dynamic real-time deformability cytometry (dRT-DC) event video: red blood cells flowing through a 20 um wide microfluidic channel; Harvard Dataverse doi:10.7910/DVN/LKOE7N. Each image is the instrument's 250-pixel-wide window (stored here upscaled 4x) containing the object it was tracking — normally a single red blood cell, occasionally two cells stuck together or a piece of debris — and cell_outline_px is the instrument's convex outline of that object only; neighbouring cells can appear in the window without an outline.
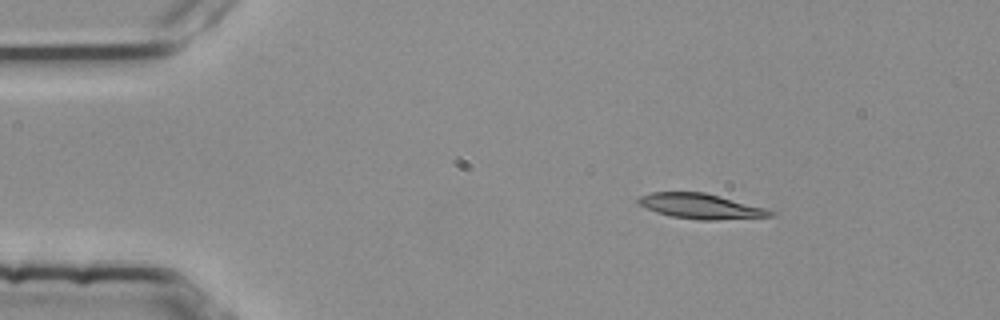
{"species": "common noctule bat (a hibernating species)", "species_latin": "Nyctalus noctula", "temperature_condition": "room temperature", "stored_images_in_passage": 4, "camera_frame_rate_fps": 3000, "um_per_image_px": 0.085, "animal": {"sex": "female", "body_mass_g": 25.1}, "frame": {"image": 1, "passage_image": 2, "time_ms": 0.333, "image_size_px": [1000, 320], "cell_outline_px": [[776, 216], [716, 220], [700, 220], [672, 216], [656, 212], [640, 204], [636, 200], [640, 196], [648, 192], [704, 192], [720, 196], [764, 208], [776, 212]], "centroid_in_image_um": [59.58, 17.53], "position_along_channel_um": 25.4, "area_um2": 19.19}}
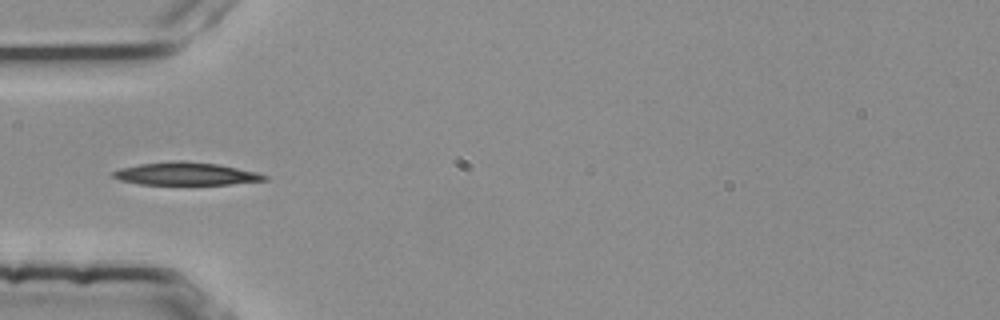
{"frame": {"image": 2, "passage_image": 4, "time_ms": 1.0, "image_size_px": [1000, 320], "cell_outline_px": [[268, 180], [228, 184], [140, 184], [120, 180], [112, 176], [112, 172], [120, 168], [140, 164], [172, 160], [184, 160], [216, 164], [256, 172], [268, 176]], "centroid_in_image_um": [15.77, 14.76], "position_along_channel_um": 69.2, "area_um2": 19.94}}